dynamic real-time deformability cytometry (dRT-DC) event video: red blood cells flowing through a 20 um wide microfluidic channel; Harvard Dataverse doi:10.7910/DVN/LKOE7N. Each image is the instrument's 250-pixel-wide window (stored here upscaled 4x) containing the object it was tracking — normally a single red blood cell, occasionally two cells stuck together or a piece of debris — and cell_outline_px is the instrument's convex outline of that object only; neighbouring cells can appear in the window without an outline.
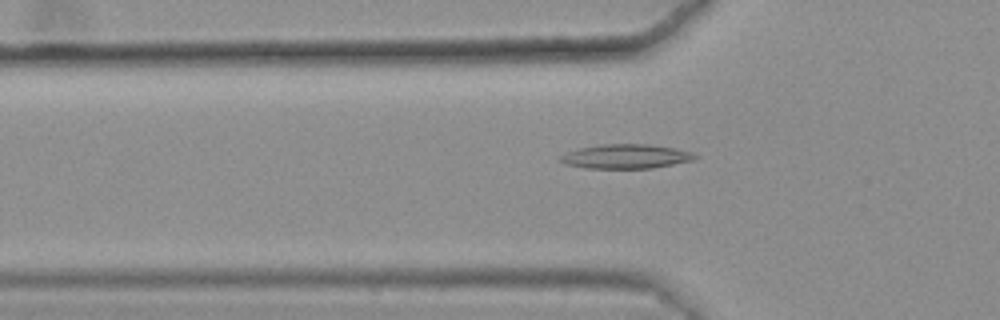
{"species": "common noctule bat (a hibernating species)", "species_latin": "Nyctalus noctula", "temperature_condition": "warm", "stored_images_in_passage": 50, "camera_frame_rate_fps": 3000, "um_per_image_px": 0.085, "animal": {"sex": "female", "body_mass_g": 25.1}, "frame": {"image": 1, "passage_image": 19, "time_ms": 6.0, "image_size_px": [1000, 320], "cell_outline_px": [[700, 156], [692, 160], [652, 168], [584, 168], [568, 164], [556, 160], [564, 152], [580, 148], [600, 144], [648, 144], [672, 148], [692, 152]], "centroid_in_image_um": [53.15, 13.29], "position_along_channel_um": 72.7, "area_um2": 19.02}}
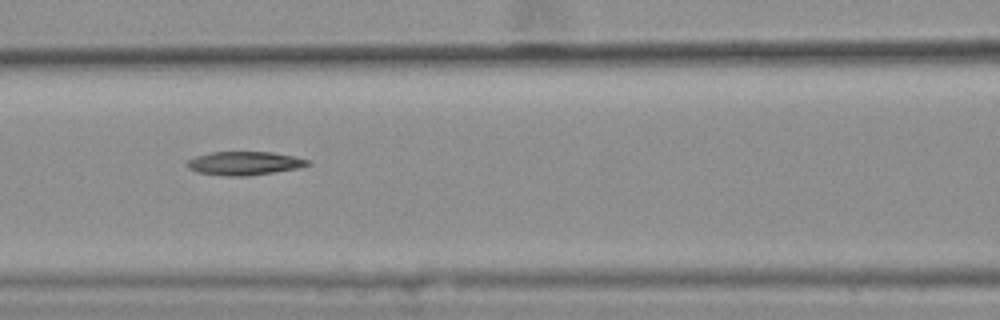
{"frame": {"image": 2, "passage_image": 25, "time_ms": 8.0, "image_size_px": [1000, 320], "cell_outline_px": [[312, 164], [296, 168], [248, 176], [224, 176], [196, 172], [188, 168], [188, 160], [196, 156], [212, 152], [272, 152], [312, 160]], "centroid_in_image_um": [20.78, 13.88], "position_along_channel_um": 145.8, "area_um2": 16.47}}
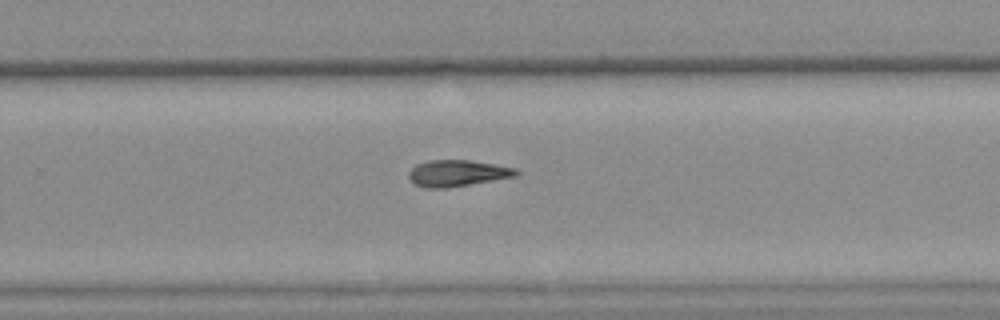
{"frame": {"image": 3, "passage_image": 37, "time_ms": 12.0, "image_size_px": [1000, 320], "cell_outline_px": [[520, 172], [516, 176], [448, 188], [424, 188], [416, 184], [408, 176], [408, 172], [416, 164], [428, 160], [472, 160], [516, 168]], "centroid_in_image_um": [38.87, 14.72], "position_along_channel_um": 290.9, "area_um2": 16.53}}